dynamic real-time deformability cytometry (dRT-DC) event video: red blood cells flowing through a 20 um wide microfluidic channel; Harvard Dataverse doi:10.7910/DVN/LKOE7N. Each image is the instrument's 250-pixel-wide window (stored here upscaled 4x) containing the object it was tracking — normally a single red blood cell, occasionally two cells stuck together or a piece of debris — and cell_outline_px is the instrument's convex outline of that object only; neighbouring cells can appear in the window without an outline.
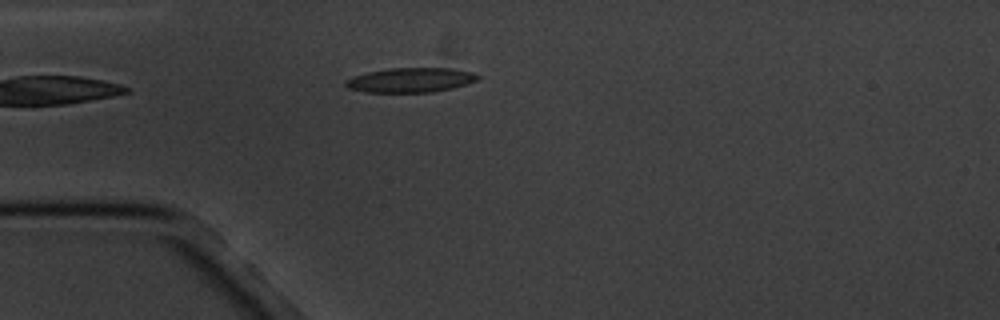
{"species": "common noctule bat (a hibernating species)", "species_latin": "Nyctalus noctula", "temperature_condition": "cold", "stored_images_in_passage": 5, "camera_frame_rate_fps": 3000, "um_per_image_px": 0.085, "animal": {"sex": "male", "body_mass_g": 20.1, "forearm_length_mm": 53.5}, "frame": {"image": 1, "passage_image": 4, "time_ms": 4.333, "image_size_px": [1000, 320], "cell_outline_px": [[480, 80], [452, 88], [432, 92], [364, 92], [348, 88], [344, 84], [344, 80], [352, 76], [368, 72], [388, 68], [448, 68], [472, 72], [480, 76]], "centroid_in_image_um": [34.88, 6.8], "position_along_channel_um": 50.1, "area_um2": 19.02}}